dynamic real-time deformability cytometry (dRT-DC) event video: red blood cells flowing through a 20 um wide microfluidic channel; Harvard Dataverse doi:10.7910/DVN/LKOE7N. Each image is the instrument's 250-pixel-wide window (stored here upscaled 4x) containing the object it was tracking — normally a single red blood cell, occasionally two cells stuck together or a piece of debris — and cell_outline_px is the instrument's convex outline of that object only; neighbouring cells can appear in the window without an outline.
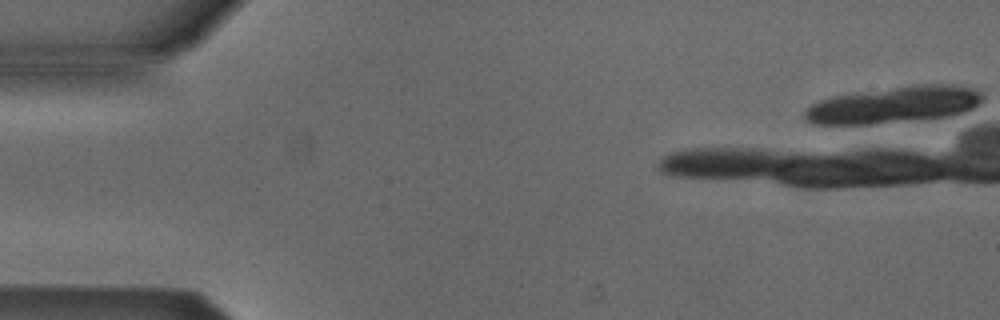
{"species": "Egyptian fruit bat (a non-hibernating species)", "species_latin": "Rousettus aegyptiacus", "temperature_condition": "cold", "stored_images_in_passage": 1, "camera_frame_rate_fps": 3000, "um_per_image_px": 0.085, "animal": {"sex": "male"}, "frame": {"image": 1, "passage_image": 1, "time_ms": 0.0, "image_size_px": [1000, 320], "cell_outline_px": [[984, 96], [972, 108], [960, 112], [944, 116], [868, 124], [816, 124], [808, 120], [804, 116], [804, 112], [812, 104], [820, 100], [836, 96], [912, 84], [948, 84], [972, 88], [980, 92]], "centroid_in_image_um": [75.97, 8.89], "position_along_channel_um": 9.0, "area_um2": 36.93}}